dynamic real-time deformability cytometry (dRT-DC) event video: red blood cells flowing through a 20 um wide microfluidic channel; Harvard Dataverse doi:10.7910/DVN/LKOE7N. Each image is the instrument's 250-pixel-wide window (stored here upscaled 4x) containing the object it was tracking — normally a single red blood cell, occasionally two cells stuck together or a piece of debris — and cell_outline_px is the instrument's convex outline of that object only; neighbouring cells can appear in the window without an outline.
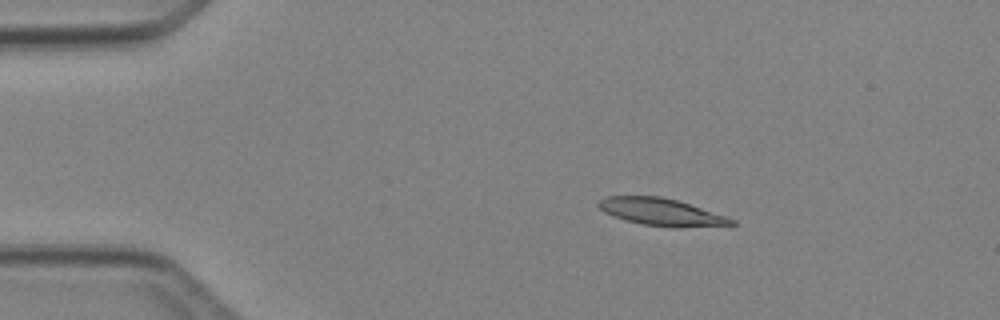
{"species": "Egyptian fruit bat (a non-hibernating species)", "species_latin": "Rousettus aegyptiacus", "temperature_condition": "cold", "stored_images_in_passage": 3, "camera_frame_rate_fps": 3000, "um_per_image_px": 0.085, "animal": {"sex": "female"}, "frame": {"image": 1, "passage_image": 1, "time_ms": 0.0, "image_size_px": [1000, 320], "cell_outline_px": [[736, 224], [644, 224], [624, 220], [612, 216], [604, 212], [596, 204], [600, 200], [608, 196], [660, 196], [676, 200], [728, 216], [736, 220]], "centroid_in_image_um": [56.08, 17.95], "position_along_channel_um": 28.9, "area_um2": 19.71}}
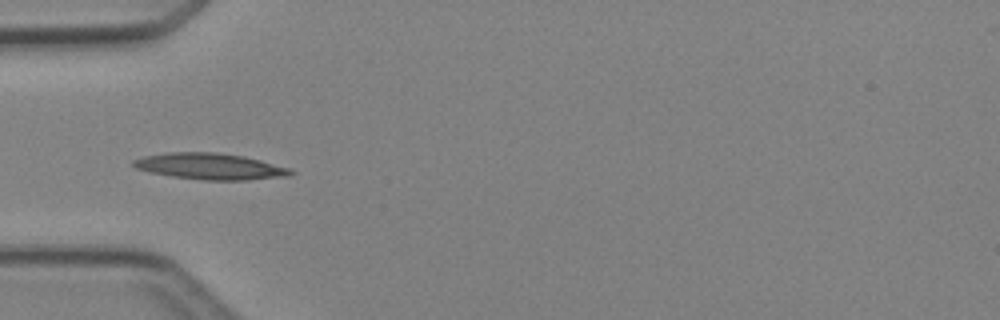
{"frame": {"image": 2, "passage_image": 3, "time_ms": 2.333, "image_size_px": [1000, 320], "cell_outline_px": [[296, 172], [288, 176], [244, 180], [204, 180], [172, 176], [148, 172], [136, 168], [132, 164], [132, 160], [144, 156], [168, 152], [212, 152], [244, 156], [260, 160], [288, 168]], "centroid_in_image_um": [17.82, 14.14], "position_along_channel_um": 67.2, "area_um2": 23.93}}